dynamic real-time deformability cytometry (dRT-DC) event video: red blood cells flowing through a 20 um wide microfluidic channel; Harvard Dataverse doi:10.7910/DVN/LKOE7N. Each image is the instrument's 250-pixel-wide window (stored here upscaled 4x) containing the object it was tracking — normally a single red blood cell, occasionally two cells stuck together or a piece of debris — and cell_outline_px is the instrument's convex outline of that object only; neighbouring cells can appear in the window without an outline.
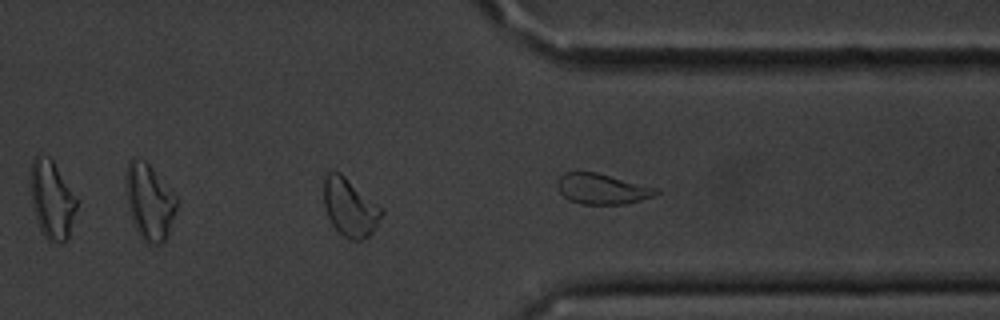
{"species": "common noctule bat (a hibernating species)", "species_latin": "Nyctalus noctula", "temperature_condition": "cold", "stored_images_in_passage": 29, "segment_of_instrument_passage": [2, 2], "camera_frame_rate_fps": 3000, "um_per_image_px": 0.085, "animal": {"sex": "male", "body_mass_g": 20.1, "forearm_length_mm": 53.5}, "frame": {"image": 1, "passage_image": 29, "time_ms": 9.333, "image_size_px": [1000, 320], "cell_outline_px": [[660, 192], [652, 196], [640, 200], [624, 204], [580, 204], [568, 200], [556, 188], [556, 180], [564, 172], [596, 172], [660, 188]], "centroid_in_image_um": [51.16, 16.05], "position_along_channel_um": 360.2, "area_um2": 17.74}}